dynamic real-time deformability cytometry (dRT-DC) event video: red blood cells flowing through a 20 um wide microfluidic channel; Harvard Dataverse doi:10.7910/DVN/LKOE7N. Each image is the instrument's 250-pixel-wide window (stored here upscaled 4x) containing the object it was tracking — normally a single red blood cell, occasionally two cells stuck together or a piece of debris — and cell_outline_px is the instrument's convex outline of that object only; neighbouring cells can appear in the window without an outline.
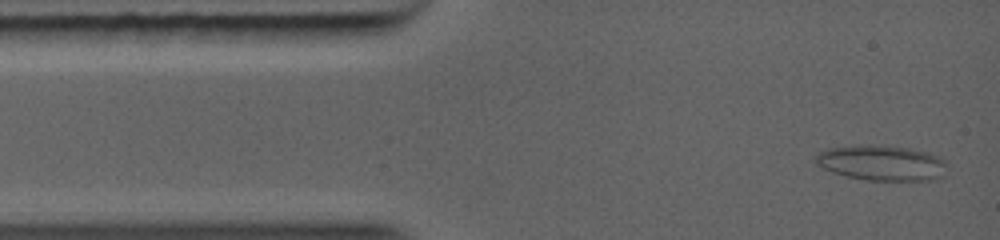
{"species": "common noctule bat (a hibernating species)", "species_latin": "Nyctalus noctula", "temperature_condition": "warm", "stored_images_in_passage": 34, "camera_frame_rate_fps": 5000, "um_per_image_px": 0.085, "animal": {"sex": "female", "body_mass_g": 19.0, "forearm_length_mm": 56.7}, "frame": {"image": 1, "passage_image": 1, "time_ms": 0.0, "image_size_px": [1000, 240], "cell_outline_px": [[948, 164], [944, 176], [932, 180], [868, 180], [848, 176], [832, 172], [816, 164], [816, 156], [820, 152], [828, 148], [860, 144], [908, 148], [928, 152], [944, 160]], "centroid_in_image_um": [74.97, 13.85], "position_along_channel_um": 10.0, "area_um2": 26.93}}
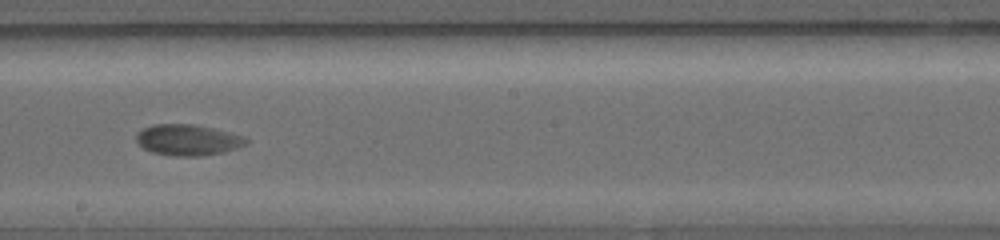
{"frame": {"image": 2, "passage_image": 18, "time_ms": 6.0, "image_size_px": [1000, 240], "cell_outline_px": [[248, 144], [224, 152], [196, 156], [176, 156], [152, 152], [144, 148], [136, 140], [136, 132], [152, 124], [192, 124], [212, 128], [244, 136], [248, 140]], "centroid_in_image_um": [15.96, 11.89], "position_along_channel_um": 232.2, "area_um2": 19.71}}
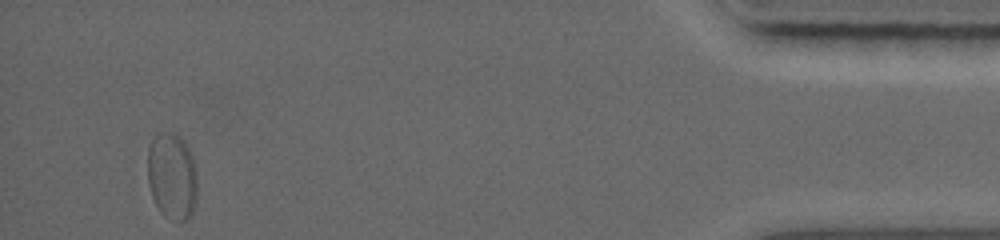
{"frame": {"image": 3, "passage_image": 34, "time_ms": 12.0, "image_size_px": [1000, 240], "cell_outline_px": [[196, 196], [192, 212], [184, 220], [180, 220], [164, 216], [160, 212], [152, 196], [148, 180], [148, 156], [172, 136], [176, 136], [184, 144], [188, 152], [192, 164], [196, 180]], "centroid_in_image_um": [14.66, 15.25], "position_along_channel_um": 420.5, "area_um2": 22.2}}